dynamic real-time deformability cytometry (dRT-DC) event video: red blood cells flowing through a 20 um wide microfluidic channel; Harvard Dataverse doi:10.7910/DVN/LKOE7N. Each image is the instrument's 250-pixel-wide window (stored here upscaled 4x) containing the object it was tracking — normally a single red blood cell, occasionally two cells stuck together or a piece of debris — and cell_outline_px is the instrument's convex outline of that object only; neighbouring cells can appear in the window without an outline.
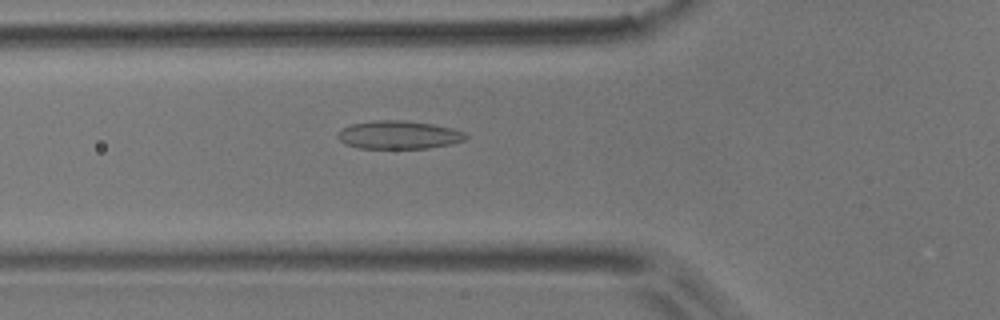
{"species": "common noctule bat (a hibernating species)", "species_latin": "Nyctalus noctula", "temperature_condition": "room temperature", "stored_images_in_passage": 47, "camera_frame_rate_fps": 3000, "um_per_image_px": 0.085, "animal": {"sex": "male", "body_mass_g": 17.9}, "frame": {"image": 1, "passage_image": 13, "time_ms": 4.0, "image_size_px": [1000, 320], "cell_outline_px": [[468, 136], [464, 140], [448, 144], [428, 148], [356, 148], [344, 144], [336, 136], [340, 128], [352, 124], [372, 120], [404, 120], [432, 124], [452, 128], [464, 132]], "centroid_in_image_um": [33.83, 11.46], "position_along_channel_um": 92.0, "area_um2": 21.1}}
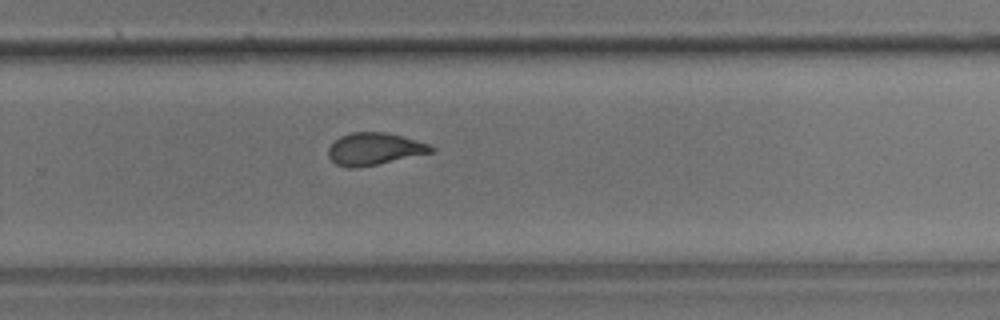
{"frame": {"image": 2, "passage_image": 29, "time_ms": 9.333, "image_size_px": [1000, 320], "cell_outline_px": [[436, 148], [432, 152], [376, 164], [356, 168], [348, 168], [336, 164], [328, 156], [328, 148], [340, 136], [352, 132], [388, 132], [428, 144]], "centroid_in_image_um": [31.79, 12.65], "position_along_channel_um": 298.0, "area_um2": 19.02}}
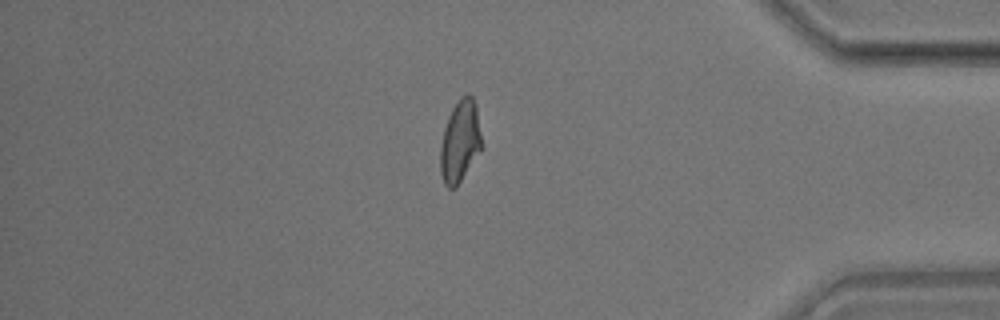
{"frame": {"image": 3, "passage_image": 39, "time_ms": 12.667, "image_size_px": [1000, 320], "cell_outline_px": [[480, 148], [456, 188], [448, 188], [444, 184], [440, 172], [440, 144], [444, 128], [448, 116], [452, 108], [460, 96], [468, 92], [472, 96], [476, 104], [480, 136]], "centroid_in_image_um": [39.05, 11.97], "position_along_channel_um": 396.1, "area_um2": 19.42}, "authors_computed_cell_mechanics": {"area_um2": 19.7098, "velocity_mm_per_s": 3.8544, "shape_relaxation_time_tau1_ms": 10.1194, "shape_relaxation_time_tau2_ms": 1.8213, "deformation_change_tau1": 0.2646, "deformation_change_tau2": 0.0823}}